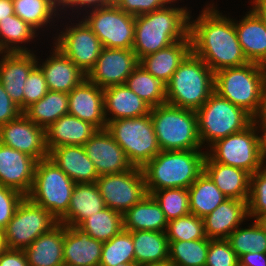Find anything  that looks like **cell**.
I'll list each match as a JSON object with an SVG mask.
<instances>
[{
    "label": "cell",
    "mask_w": 266,
    "mask_h": 266,
    "mask_svg": "<svg viewBox=\"0 0 266 266\" xmlns=\"http://www.w3.org/2000/svg\"><path fill=\"white\" fill-rule=\"evenodd\" d=\"M96 185L106 207L124 214L147 195L144 175L139 167L122 173L101 175Z\"/></svg>",
    "instance_id": "14"
},
{
    "label": "cell",
    "mask_w": 266,
    "mask_h": 266,
    "mask_svg": "<svg viewBox=\"0 0 266 266\" xmlns=\"http://www.w3.org/2000/svg\"><path fill=\"white\" fill-rule=\"evenodd\" d=\"M248 10L239 21L234 19L238 41L248 62L266 67V26Z\"/></svg>",
    "instance_id": "27"
},
{
    "label": "cell",
    "mask_w": 266,
    "mask_h": 266,
    "mask_svg": "<svg viewBox=\"0 0 266 266\" xmlns=\"http://www.w3.org/2000/svg\"><path fill=\"white\" fill-rule=\"evenodd\" d=\"M0 266H29L24 250L7 249L0 255Z\"/></svg>",
    "instance_id": "52"
},
{
    "label": "cell",
    "mask_w": 266,
    "mask_h": 266,
    "mask_svg": "<svg viewBox=\"0 0 266 266\" xmlns=\"http://www.w3.org/2000/svg\"><path fill=\"white\" fill-rule=\"evenodd\" d=\"M60 19V26L57 25V32L51 39L53 40L51 44L87 75L95 66L104 47L97 35L81 17H75L74 20V17L60 16Z\"/></svg>",
    "instance_id": "9"
},
{
    "label": "cell",
    "mask_w": 266,
    "mask_h": 266,
    "mask_svg": "<svg viewBox=\"0 0 266 266\" xmlns=\"http://www.w3.org/2000/svg\"><path fill=\"white\" fill-rule=\"evenodd\" d=\"M0 143L33 157L37 162L49 157L45 129L23 113L0 126Z\"/></svg>",
    "instance_id": "15"
},
{
    "label": "cell",
    "mask_w": 266,
    "mask_h": 266,
    "mask_svg": "<svg viewBox=\"0 0 266 266\" xmlns=\"http://www.w3.org/2000/svg\"><path fill=\"white\" fill-rule=\"evenodd\" d=\"M23 114L39 127L47 129L68 114V93L48 91L43 98L27 107Z\"/></svg>",
    "instance_id": "37"
},
{
    "label": "cell",
    "mask_w": 266,
    "mask_h": 266,
    "mask_svg": "<svg viewBox=\"0 0 266 266\" xmlns=\"http://www.w3.org/2000/svg\"><path fill=\"white\" fill-rule=\"evenodd\" d=\"M165 233L169 241H190L207 238L203 219L191 213L169 221Z\"/></svg>",
    "instance_id": "44"
},
{
    "label": "cell",
    "mask_w": 266,
    "mask_h": 266,
    "mask_svg": "<svg viewBox=\"0 0 266 266\" xmlns=\"http://www.w3.org/2000/svg\"><path fill=\"white\" fill-rule=\"evenodd\" d=\"M209 239L169 241V261L175 266H205Z\"/></svg>",
    "instance_id": "40"
},
{
    "label": "cell",
    "mask_w": 266,
    "mask_h": 266,
    "mask_svg": "<svg viewBox=\"0 0 266 266\" xmlns=\"http://www.w3.org/2000/svg\"><path fill=\"white\" fill-rule=\"evenodd\" d=\"M103 93L106 121L150 114L151 107L125 84L104 88Z\"/></svg>",
    "instance_id": "26"
},
{
    "label": "cell",
    "mask_w": 266,
    "mask_h": 266,
    "mask_svg": "<svg viewBox=\"0 0 266 266\" xmlns=\"http://www.w3.org/2000/svg\"><path fill=\"white\" fill-rule=\"evenodd\" d=\"M217 6L214 0L205 2L196 19L191 11L189 30L191 51L214 73L248 63L238 41L234 19L229 13L223 14Z\"/></svg>",
    "instance_id": "1"
},
{
    "label": "cell",
    "mask_w": 266,
    "mask_h": 266,
    "mask_svg": "<svg viewBox=\"0 0 266 266\" xmlns=\"http://www.w3.org/2000/svg\"><path fill=\"white\" fill-rule=\"evenodd\" d=\"M138 65L139 60L132 49L104 47L87 79L103 89L123 85Z\"/></svg>",
    "instance_id": "16"
},
{
    "label": "cell",
    "mask_w": 266,
    "mask_h": 266,
    "mask_svg": "<svg viewBox=\"0 0 266 266\" xmlns=\"http://www.w3.org/2000/svg\"><path fill=\"white\" fill-rule=\"evenodd\" d=\"M260 141H261V159L262 164L266 168V132L260 133Z\"/></svg>",
    "instance_id": "57"
},
{
    "label": "cell",
    "mask_w": 266,
    "mask_h": 266,
    "mask_svg": "<svg viewBox=\"0 0 266 266\" xmlns=\"http://www.w3.org/2000/svg\"><path fill=\"white\" fill-rule=\"evenodd\" d=\"M14 14L13 0H0V20Z\"/></svg>",
    "instance_id": "56"
},
{
    "label": "cell",
    "mask_w": 266,
    "mask_h": 266,
    "mask_svg": "<svg viewBox=\"0 0 266 266\" xmlns=\"http://www.w3.org/2000/svg\"><path fill=\"white\" fill-rule=\"evenodd\" d=\"M106 208L96 183L75 184L68 211L58 220L66 226H79L85 219Z\"/></svg>",
    "instance_id": "29"
},
{
    "label": "cell",
    "mask_w": 266,
    "mask_h": 266,
    "mask_svg": "<svg viewBox=\"0 0 266 266\" xmlns=\"http://www.w3.org/2000/svg\"><path fill=\"white\" fill-rule=\"evenodd\" d=\"M205 266H239V259L227 239H209Z\"/></svg>",
    "instance_id": "46"
},
{
    "label": "cell",
    "mask_w": 266,
    "mask_h": 266,
    "mask_svg": "<svg viewBox=\"0 0 266 266\" xmlns=\"http://www.w3.org/2000/svg\"><path fill=\"white\" fill-rule=\"evenodd\" d=\"M83 146L99 176L122 173L133 167L106 129L97 130Z\"/></svg>",
    "instance_id": "17"
},
{
    "label": "cell",
    "mask_w": 266,
    "mask_h": 266,
    "mask_svg": "<svg viewBox=\"0 0 266 266\" xmlns=\"http://www.w3.org/2000/svg\"><path fill=\"white\" fill-rule=\"evenodd\" d=\"M248 216L256 220L266 214V168L263 167L250 176V194L247 201Z\"/></svg>",
    "instance_id": "45"
},
{
    "label": "cell",
    "mask_w": 266,
    "mask_h": 266,
    "mask_svg": "<svg viewBox=\"0 0 266 266\" xmlns=\"http://www.w3.org/2000/svg\"><path fill=\"white\" fill-rule=\"evenodd\" d=\"M59 221L27 196L19 203L4 231L8 249L24 250L41 234L50 231Z\"/></svg>",
    "instance_id": "12"
},
{
    "label": "cell",
    "mask_w": 266,
    "mask_h": 266,
    "mask_svg": "<svg viewBox=\"0 0 266 266\" xmlns=\"http://www.w3.org/2000/svg\"><path fill=\"white\" fill-rule=\"evenodd\" d=\"M204 172L228 199L248 201L251 175L247 171L217 163L206 154Z\"/></svg>",
    "instance_id": "25"
},
{
    "label": "cell",
    "mask_w": 266,
    "mask_h": 266,
    "mask_svg": "<svg viewBox=\"0 0 266 266\" xmlns=\"http://www.w3.org/2000/svg\"><path fill=\"white\" fill-rule=\"evenodd\" d=\"M36 163L33 157L0 143V185L27 196L33 186Z\"/></svg>",
    "instance_id": "18"
},
{
    "label": "cell",
    "mask_w": 266,
    "mask_h": 266,
    "mask_svg": "<svg viewBox=\"0 0 266 266\" xmlns=\"http://www.w3.org/2000/svg\"><path fill=\"white\" fill-rule=\"evenodd\" d=\"M179 1L184 3L174 0L166 7L135 17L132 50L138 60L189 37L192 10L187 4L180 6Z\"/></svg>",
    "instance_id": "2"
},
{
    "label": "cell",
    "mask_w": 266,
    "mask_h": 266,
    "mask_svg": "<svg viewBox=\"0 0 266 266\" xmlns=\"http://www.w3.org/2000/svg\"><path fill=\"white\" fill-rule=\"evenodd\" d=\"M206 150L213 161L242 169L250 175L264 167L260 132L253 124L241 132L215 141Z\"/></svg>",
    "instance_id": "11"
},
{
    "label": "cell",
    "mask_w": 266,
    "mask_h": 266,
    "mask_svg": "<svg viewBox=\"0 0 266 266\" xmlns=\"http://www.w3.org/2000/svg\"><path fill=\"white\" fill-rule=\"evenodd\" d=\"M13 8L14 14L28 23L39 34L41 32L44 34L52 28V39L54 38V32H56V26L59 24L61 16L59 0H13ZM56 22L57 24H55Z\"/></svg>",
    "instance_id": "31"
},
{
    "label": "cell",
    "mask_w": 266,
    "mask_h": 266,
    "mask_svg": "<svg viewBox=\"0 0 266 266\" xmlns=\"http://www.w3.org/2000/svg\"><path fill=\"white\" fill-rule=\"evenodd\" d=\"M114 1L115 0H59V11L61 16L77 18L83 16L84 13L88 11L112 6L114 5Z\"/></svg>",
    "instance_id": "48"
},
{
    "label": "cell",
    "mask_w": 266,
    "mask_h": 266,
    "mask_svg": "<svg viewBox=\"0 0 266 266\" xmlns=\"http://www.w3.org/2000/svg\"><path fill=\"white\" fill-rule=\"evenodd\" d=\"M215 73L192 51L166 84V103L197 111L214 93Z\"/></svg>",
    "instance_id": "4"
},
{
    "label": "cell",
    "mask_w": 266,
    "mask_h": 266,
    "mask_svg": "<svg viewBox=\"0 0 266 266\" xmlns=\"http://www.w3.org/2000/svg\"><path fill=\"white\" fill-rule=\"evenodd\" d=\"M7 244H6V239L4 236V231L0 230V255L4 253L7 250Z\"/></svg>",
    "instance_id": "58"
},
{
    "label": "cell",
    "mask_w": 266,
    "mask_h": 266,
    "mask_svg": "<svg viewBox=\"0 0 266 266\" xmlns=\"http://www.w3.org/2000/svg\"><path fill=\"white\" fill-rule=\"evenodd\" d=\"M23 87V111L39 101L49 91L41 69L36 65L29 73Z\"/></svg>",
    "instance_id": "47"
},
{
    "label": "cell",
    "mask_w": 266,
    "mask_h": 266,
    "mask_svg": "<svg viewBox=\"0 0 266 266\" xmlns=\"http://www.w3.org/2000/svg\"><path fill=\"white\" fill-rule=\"evenodd\" d=\"M190 52L191 38L189 36L187 39L177 41L164 49L141 58L139 65L156 79L167 84L180 63Z\"/></svg>",
    "instance_id": "30"
},
{
    "label": "cell",
    "mask_w": 266,
    "mask_h": 266,
    "mask_svg": "<svg viewBox=\"0 0 266 266\" xmlns=\"http://www.w3.org/2000/svg\"><path fill=\"white\" fill-rule=\"evenodd\" d=\"M76 184L95 183L99 178L84 146L64 145L53 148L48 157Z\"/></svg>",
    "instance_id": "24"
},
{
    "label": "cell",
    "mask_w": 266,
    "mask_h": 266,
    "mask_svg": "<svg viewBox=\"0 0 266 266\" xmlns=\"http://www.w3.org/2000/svg\"><path fill=\"white\" fill-rule=\"evenodd\" d=\"M188 192L190 213L202 219L228 199L205 172L188 188Z\"/></svg>",
    "instance_id": "36"
},
{
    "label": "cell",
    "mask_w": 266,
    "mask_h": 266,
    "mask_svg": "<svg viewBox=\"0 0 266 266\" xmlns=\"http://www.w3.org/2000/svg\"><path fill=\"white\" fill-rule=\"evenodd\" d=\"M239 266H266V253L250 252L241 255Z\"/></svg>",
    "instance_id": "54"
},
{
    "label": "cell",
    "mask_w": 266,
    "mask_h": 266,
    "mask_svg": "<svg viewBox=\"0 0 266 266\" xmlns=\"http://www.w3.org/2000/svg\"><path fill=\"white\" fill-rule=\"evenodd\" d=\"M122 263H135L132 235L124 229L109 241L103 242L99 266H115Z\"/></svg>",
    "instance_id": "42"
},
{
    "label": "cell",
    "mask_w": 266,
    "mask_h": 266,
    "mask_svg": "<svg viewBox=\"0 0 266 266\" xmlns=\"http://www.w3.org/2000/svg\"><path fill=\"white\" fill-rule=\"evenodd\" d=\"M167 224L164 212L151 194L123 214V228L126 231L165 232Z\"/></svg>",
    "instance_id": "33"
},
{
    "label": "cell",
    "mask_w": 266,
    "mask_h": 266,
    "mask_svg": "<svg viewBox=\"0 0 266 266\" xmlns=\"http://www.w3.org/2000/svg\"><path fill=\"white\" fill-rule=\"evenodd\" d=\"M252 124L259 132H266V84L263 88L261 99L256 113L252 116Z\"/></svg>",
    "instance_id": "53"
},
{
    "label": "cell",
    "mask_w": 266,
    "mask_h": 266,
    "mask_svg": "<svg viewBox=\"0 0 266 266\" xmlns=\"http://www.w3.org/2000/svg\"><path fill=\"white\" fill-rule=\"evenodd\" d=\"M250 10L262 21L266 26V0H249Z\"/></svg>",
    "instance_id": "55"
},
{
    "label": "cell",
    "mask_w": 266,
    "mask_h": 266,
    "mask_svg": "<svg viewBox=\"0 0 266 266\" xmlns=\"http://www.w3.org/2000/svg\"><path fill=\"white\" fill-rule=\"evenodd\" d=\"M97 35L103 47L132 49L135 34V16L116 5L98 8L81 17Z\"/></svg>",
    "instance_id": "13"
},
{
    "label": "cell",
    "mask_w": 266,
    "mask_h": 266,
    "mask_svg": "<svg viewBox=\"0 0 266 266\" xmlns=\"http://www.w3.org/2000/svg\"><path fill=\"white\" fill-rule=\"evenodd\" d=\"M105 129L134 167L142 168L161 151L150 114L107 121Z\"/></svg>",
    "instance_id": "8"
},
{
    "label": "cell",
    "mask_w": 266,
    "mask_h": 266,
    "mask_svg": "<svg viewBox=\"0 0 266 266\" xmlns=\"http://www.w3.org/2000/svg\"><path fill=\"white\" fill-rule=\"evenodd\" d=\"M203 221L208 239H227L235 229L250 221L247 201L227 199Z\"/></svg>",
    "instance_id": "22"
},
{
    "label": "cell",
    "mask_w": 266,
    "mask_h": 266,
    "mask_svg": "<svg viewBox=\"0 0 266 266\" xmlns=\"http://www.w3.org/2000/svg\"><path fill=\"white\" fill-rule=\"evenodd\" d=\"M174 0H115L114 5L122 11L139 16L168 6Z\"/></svg>",
    "instance_id": "50"
},
{
    "label": "cell",
    "mask_w": 266,
    "mask_h": 266,
    "mask_svg": "<svg viewBox=\"0 0 266 266\" xmlns=\"http://www.w3.org/2000/svg\"><path fill=\"white\" fill-rule=\"evenodd\" d=\"M125 85L151 108L166 104V84L156 79L141 65L128 76Z\"/></svg>",
    "instance_id": "38"
},
{
    "label": "cell",
    "mask_w": 266,
    "mask_h": 266,
    "mask_svg": "<svg viewBox=\"0 0 266 266\" xmlns=\"http://www.w3.org/2000/svg\"><path fill=\"white\" fill-rule=\"evenodd\" d=\"M35 38L41 39L39 33L17 15L13 14L0 20V53L36 52L33 48H28L36 42Z\"/></svg>",
    "instance_id": "34"
},
{
    "label": "cell",
    "mask_w": 266,
    "mask_h": 266,
    "mask_svg": "<svg viewBox=\"0 0 266 266\" xmlns=\"http://www.w3.org/2000/svg\"><path fill=\"white\" fill-rule=\"evenodd\" d=\"M205 157L204 149L160 151L141 168L147 194L162 189H188L204 172Z\"/></svg>",
    "instance_id": "3"
},
{
    "label": "cell",
    "mask_w": 266,
    "mask_h": 266,
    "mask_svg": "<svg viewBox=\"0 0 266 266\" xmlns=\"http://www.w3.org/2000/svg\"><path fill=\"white\" fill-rule=\"evenodd\" d=\"M23 111L14 103L0 82V126L18 118Z\"/></svg>",
    "instance_id": "51"
},
{
    "label": "cell",
    "mask_w": 266,
    "mask_h": 266,
    "mask_svg": "<svg viewBox=\"0 0 266 266\" xmlns=\"http://www.w3.org/2000/svg\"><path fill=\"white\" fill-rule=\"evenodd\" d=\"M75 184L46 158L36 163L33 186L27 197L59 220L68 211Z\"/></svg>",
    "instance_id": "10"
},
{
    "label": "cell",
    "mask_w": 266,
    "mask_h": 266,
    "mask_svg": "<svg viewBox=\"0 0 266 266\" xmlns=\"http://www.w3.org/2000/svg\"><path fill=\"white\" fill-rule=\"evenodd\" d=\"M198 136L203 149L215 141L245 130L252 116L214 92L196 111Z\"/></svg>",
    "instance_id": "7"
},
{
    "label": "cell",
    "mask_w": 266,
    "mask_h": 266,
    "mask_svg": "<svg viewBox=\"0 0 266 266\" xmlns=\"http://www.w3.org/2000/svg\"><path fill=\"white\" fill-rule=\"evenodd\" d=\"M115 266H137L135 263H122L119 265H115Z\"/></svg>",
    "instance_id": "61"
},
{
    "label": "cell",
    "mask_w": 266,
    "mask_h": 266,
    "mask_svg": "<svg viewBox=\"0 0 266 266\" xmlns=\"http://www.w3.org/2000/svg\"><path fill=\"white\" fill-rule=\"evenodd\" d=\"M103 242L78 226L64 225L63 259L74 266H99Z\"/></svg>",
    "instance_id": "23"
},
{
    "label": "cell",
    "mask_w": 266,
    "mask_h": 266,
    "mask_svg": "<svg viewBox=\"0 0 266 266\" xmlns=\"http://www.w3.org/2000/svg\"><path fill=\"white\" fill-rule=\"evenodd\" d=\"M64 225L58 223L24 249L29 266H60L63 259Z\"/></svg>",
    "instance_id": "32"
},
{
    "label": "cell",
    "mask_w": 266,
    "mask_h": 266,
    "mask_svg": "<svg viewBox=\"0 0 266 266\" xmlns=\"http://www.w3.org/2000/svg\"><path fill=\"white\" fill-rule=\"evenodd\" d=\"M78 227L96 240L109 241L124 229L123 214L106 207L85 219Z\"/></svg>",
    "instance_id": "39"
},
{
    "label": "cell",
    "mask_w": 266,
    "mask_h": 266,
    "mask_svg": "<svg viewBox=\"0 0 266 266\" xmlns=\"http://www.w3.org/2000/svg\"><path fill=\"white\" fill-rule=\"evenodd\" d=\"M37 65L35 52H1L0 82L11 100L23 111V87Z\"/></svg>",
    "instance_id": "19"
},
{
    "label": "cell",
    "mask_w": 266,
    "mask_h": 266,
    "mask_svg": "<svg viewBox=\"0 0 266 266\" xmlns=\"http://www.w3.org/2000/svg\"><path fill=\"white\" fill-rule=\"evenodd\" d=\"M60 266H74V265H70V264H67V263H63L62 265Z\"/></svg>",
    "instance_id": "62"
},
{
    "label": "cell",
    "mask_w": 266,
    "mask_h": 266,
    "mask_svg": "<svg viewBox=\"0 0 266 266\" xmlns=\"http://www.w3.org/2000/svg\"><path fill=\"white\" fill-rule=\"evenodd\" d=\"M141 266H175L173 263H171L169 260L165 261V262H160V263H148V264H144Z\"/></svg>",
    "instance_id": "59"
},
{
    "label": "cell",
    "mask_w": 266,
    "mask_h": 266,
    "mask_svg": "<svg viewBox=\"0 0 266 266\" xmlns=\"http://www.w3.org/2000/svg\"><path fill=\"white\" fill-rule=\"evenodd\" d=\"M151 195L160 205L168 222L190 213L187 188L162 189L153 191Z\"/></svg>",
    "instance_id": "43"
},
{
    "label": "cell",
    "mask_w": 266,
    "mask_h": 266,
    "mask_svg": "<svg viewBox=\"0 0 266 266\" xmlns=\"http://www.w3.org/2000/svg\"><path fill=\"white\" fill-rule=\"evenodd\" d=\"M266 84V67L248 62L215 72L214 92L253 116Z\"/></svg>",
    "instance_id": "5"
},
{
    "label": "cell",
    "mask_w": 266,
    "mask_h": 266,
    "mask_svg": "<svg viewBox=\"0 0 266 266\" xmlns=\"http://www.w3.org/2000/svg\"><path fill=\"white\" fill-rule=\"evenodd\" d=\"M134 243L135 264L160 263L169 260V240L165 232L129 231Z\"/></svg>",
    "instance_id": "35"
},
{
    "label": "cell",
    "mask_w": 266,
    "mask_h": 266,
    "mask_svg": "<svg viewBox=\"0 0 266 266\" xmlns=\"http://www.w3.org/2000/svg\"><path fill=\"white\" fill-rule=\"evenodd\" d=\"M49 54L46 59H41L36 53L37 66L46 79L49 91L69 93L87 78V75L54 45Z\"/></svg>",
    "instance_id": "21"
},
{
    "label": "cell",
    "mask_w": 266,
    "mask_h": 266,
    "mask_svg": "<svg viewBox=\"0 0 266 266\" xmlns=\"http://www.w3.org/2000/svg\"><path fill=\"white\" fill-rule=\"evenodd\" d=\"M25 196L12 188L0 185V230H4Z\"/></svg>",
    "instance_id": "49"
},
{
    "label": "cell",
    "mask_w": 266,
    "mask_h": 266,
    "mask_svg": "<svg viewBox=\"0 0 266 266\" xmlns=\"http://www.w3.org/2000/svg\"><path fill=\"white\" fill-rule=\"evenodd\" d=\"M250 222L248 226H239L227 238L238 258L254 251L266 253V232L256 220Z\"/></svg>",
    "instance_id": "41"
},
{
    "label": "cell",
    "mask_w": 266,
    "mask_h": 266,
    "mask_svg": "<svg viewBox=\"0 0 266 266\" xmlns=\"http://www.w3.org/2000/svg\"><path fill=\"white\" fill-rule=\"evenodd\" d=\"M68 114L94 125L98 130L105 129L103 88L86 78L68 93Z\"/></svg>",
    "instance_id": "20"
},
{
    "label": "cell",
    "mask_w": 266,
    "mask_h": 266,
    "mask_svg": "<svg viewBox=\"0 0 266 266\" xmlns=\"http://www.w3.org/2000/svg\"><path fill=\"white\" fill-rule=\"evenodd\" d=\"M150 117L161 151L203 149L196 111L166 103L152 107Z\"/></svg>",
    "instance_id": "6"
},
{
    "label": "cell",
    "mask_w": 266,
    "mask_h": 266,
    "mask_svg": "<svg viewBox=\"0 0 266 266\" xmlns=\"http://www.w3.org/2000/svg\"><path fill=\"white\" fill-rule=\"evenodd\" d=\"M256 221L261 225V227L266 232V214L259 216Z\"/></svg>",
    "instance_id": "60"
},
{
    "label": "cell",
    "mask_w": 266,
    "mask_h": 266,
    "mask_svg": "<svg viewBox=\"0 0 266 266\" xmlns=\"http://www.w3.org/2000/svg\"><path fill=\"white\" fill-rule=\"evenodd\" d=\"M97 130L94 125L67 114L45 129L46 147L50 152L64 145L83 146Z\"/></svg>",
    "instance_id": "28"
}]
</instances>
